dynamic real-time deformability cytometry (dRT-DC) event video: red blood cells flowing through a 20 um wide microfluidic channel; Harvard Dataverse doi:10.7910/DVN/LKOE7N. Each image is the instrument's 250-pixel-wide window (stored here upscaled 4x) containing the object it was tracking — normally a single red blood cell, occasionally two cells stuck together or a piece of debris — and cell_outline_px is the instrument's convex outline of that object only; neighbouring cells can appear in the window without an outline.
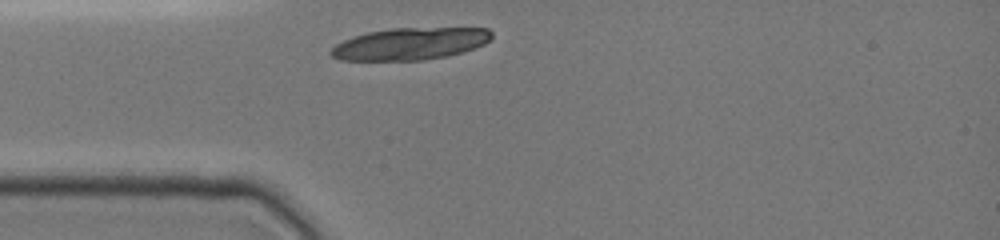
{"species": "common noctule bat (a hibernating species)", "species_latin": "Nyctalus noctula", "temperature_condition": "cold", "stored_images_in_passage": 19, "camera_frame_rate_fps": 3000, "um_per_image_px": 0.085, "animal": {"sex": "female", "body_mass_g": 19.0, "forearm_length_mm": 51.5}, "frame": {"image": 1, "passage_image": 1, "time_ms": 0.0, "image_size_px": [1000, 240], "cell_outline_px": [[492, 36], [484, 44], [460, 52], [444, 56], [424, 60], [340, 60], [332, 56], [328, 52], [336, 44], [352, 36], [368, 32], [388, 28], [488, 28], [492, 32]], "centroid_in_image_um": [34.81, 3.71], "position_along_channel_um": 50.2, "area_um2": 29.82}}
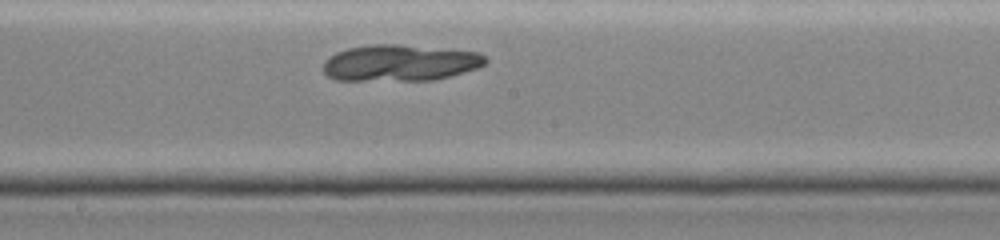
{"frame": {"image": 2, "passage_image": 11, "time_ms": 4.333, "image_size_px": [1000, 240], "cell_outline_px": [[488, 60], [484, 64], [476, 68], [464, 72], [436, 80], [336, 80], [328, 76], [324, 72], [324, 60], [328, 56], [336, 52], [348, 48], [372, 44], [396, 44], [480, 52]], "centroid_in_image_um": [33.98, 5.34], "position_along_channel_um": 214.2, "area_um2": 34.39}}
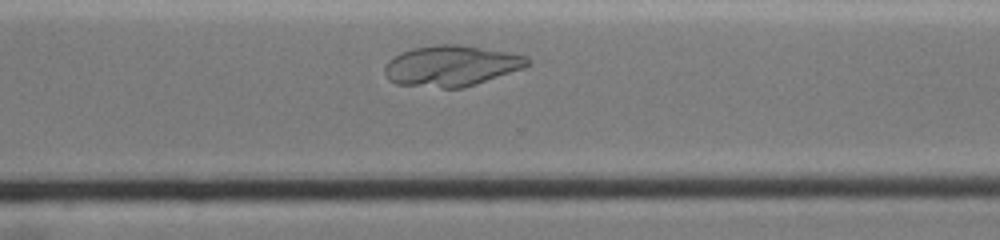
{"frame": {"image": 3, "passage_image": 16, "time_ms": 7.333, "image_size_px": [1000, 240], "cell_outline_px": [[532, 60], [524, 68], [464, 88], [444, 88], [396, 84], [388, 80], [384, 72], [384, 68], [388, 60], [404, 52], [416, 48], [436, 44], [456, 44], [508, 52], [528, 56]], "centroid_in_image_um": [38.38, 5.6], "position_along_channel_um": 332.2, "area_um2": 33.81}}